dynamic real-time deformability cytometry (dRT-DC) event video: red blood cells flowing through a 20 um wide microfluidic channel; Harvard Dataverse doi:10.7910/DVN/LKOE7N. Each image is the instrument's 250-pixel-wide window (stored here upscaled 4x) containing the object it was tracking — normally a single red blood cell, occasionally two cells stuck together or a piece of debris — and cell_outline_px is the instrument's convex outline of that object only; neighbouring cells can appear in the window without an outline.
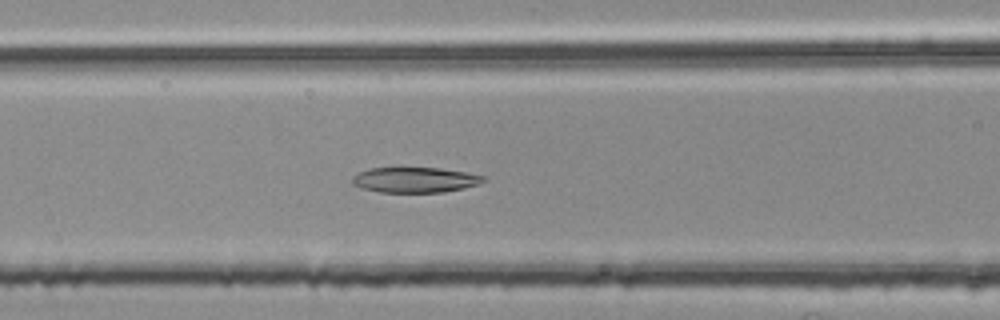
{"species": "common noctule bat (a hibernating species)", "species_latin": "Nyctalus noctula", "temperature_condition": "room temperature", "stored_images_in_passage": 41, "camera_frame_rate_fps": 3000, "um_per_image_px": 0.085, "animal": {"sex": "female", "body_mass_g": 25.1}, "frame": {"image": 1, "passage_image": 11, "time_ms": 3.333, "image_size_px": [1000, 320], "cell_outline_px": [[484, 180], [480, 184], [464, 188], [444, 192], [380, 192], [360, 188], [352, 184], [352, 176], [360, 172], [372, 168], [400, 164], [440, 168], [464, 172], [484, 176]], "centroid_in_image_um": [35.21, 15.24], "position_along_channel_um": 131.4, "area_um2": 20.23}}
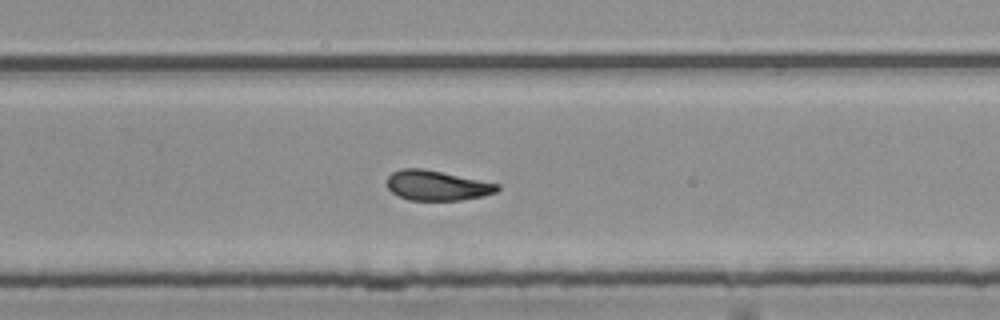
{"frame": {"image": 2, "passage_image": 24, "time_ms": 7.667, "image_size_px": [1000, 320], "cell_outline_px": [[500, 188], [496, 192], [484, 196], [460, 200], [408, 200], [392, 192], [388, 188], [388, 176], [392, 172], [400, 168], [420, 168], [500, 184]], "centroid_in_image_um": [37.14, 15.77], "position_along_channel_um": 292.7, "area_um2": 19.07}}
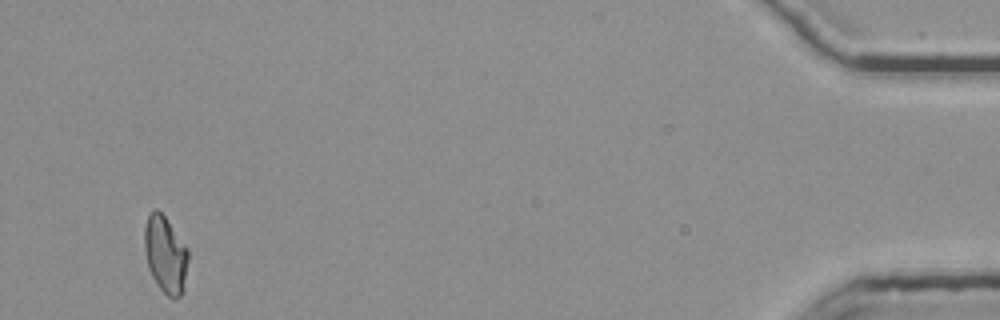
{"frame": {"image": 3, "passage_image": 41, "time_ms": 13.333, "image_size_px": [1000, 320], "cell_outline_px": [[188, 260], [184, 288], [180, 296], [176, 300], [172, 300], [160, 288], [152, 276], [148, 268], [144, 252], [144, 228], [148, 216], [156, 208], [164, 216], [188, 248]], "centroid_in_image_um": [14.06, 21.67], "position_along_channel_um": 421.1, "area_um2": 19.65}, "authors_computed_cell_mechanics": {"area_um2": 19.8254, "velocity_mm_per_s": 3.7332, "shape_relaxation_time_tau1_ms": null, "shape_relaxation_time_tau2_ms": 4.8504, "deformation_change_tau1": null, "deformation_change_tau2": 0.1125}}